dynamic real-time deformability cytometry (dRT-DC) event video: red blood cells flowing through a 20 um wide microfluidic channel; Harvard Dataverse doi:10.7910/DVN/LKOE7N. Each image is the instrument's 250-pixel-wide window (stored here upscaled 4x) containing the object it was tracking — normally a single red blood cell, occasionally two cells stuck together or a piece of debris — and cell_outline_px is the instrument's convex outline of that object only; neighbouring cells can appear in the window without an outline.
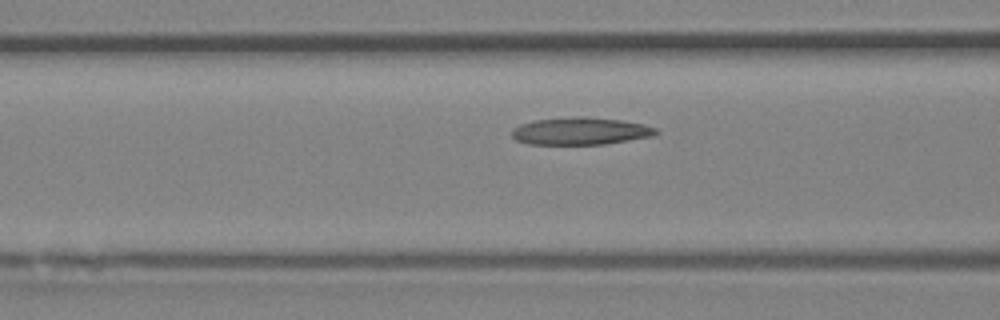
{"species": "Egyptian fruit bat (a non-hibernating species)", "species_latin": "Rousettus aegyptiacus", "temperature_condition": "room temperature", "stored_images_in_passage": 9, "camera_frame_rate_fps": 3000, "um_per_image_px": 0.085, "animal": {"sex": "female"}, "frame": {"image": 1, "passage_image": 7, "time_ms": 2.0, "image_size_px": [1000, 320], "cell_outline_px": [[660, 132], [652, 136], [604, 144], [528, 144], [516, 140], [512, 136], [512, 128], [520, 124], [532, 120], [572, 116], [584, 116], [620, 120], [644, 124], [656, 128]], "centroid_in_image_um": [49.31, 11.13], "position_along_channel_um": 117.3, "area_um2": 23.12}}